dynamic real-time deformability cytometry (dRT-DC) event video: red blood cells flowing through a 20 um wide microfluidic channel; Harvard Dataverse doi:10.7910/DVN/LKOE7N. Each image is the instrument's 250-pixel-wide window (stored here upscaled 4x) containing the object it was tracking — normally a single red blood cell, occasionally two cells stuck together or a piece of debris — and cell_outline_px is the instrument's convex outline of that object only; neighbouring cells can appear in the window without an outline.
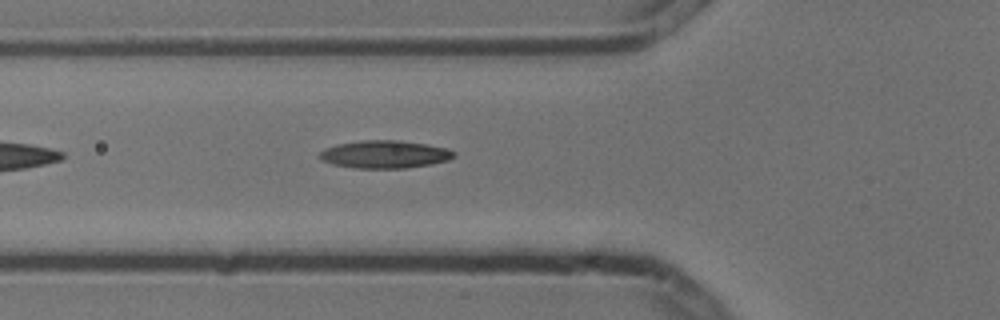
{"species": "common noctule bat (a hibernating species)", "species_latin": "Nyctalus noctula", "temperature_condition": "cold", "stored_images_in_passage": 4, "camera_frame_rate_fps": 3000, "um_per_image_px": 0.085, "animal": {"sex": "male", "body_mass_g": 13.3}, "frame": {"image": 1, "passage_image": 4, "time_ms": 1.0, "image_size_px": [1000, 320], "cell_outline_px": [[456, 156], [448, 160], [432, 164], [404, 168], [356, 168], [332, 164], [320, 160], [320, 152], [324, 148], [336, 144], [360, 140], [400, 140], [448, 148], [456, 152]], "centroid_in_image_um": [32.7, 13.11], "position_along_channel_um": 93.1, "area_um2": 21.85}}